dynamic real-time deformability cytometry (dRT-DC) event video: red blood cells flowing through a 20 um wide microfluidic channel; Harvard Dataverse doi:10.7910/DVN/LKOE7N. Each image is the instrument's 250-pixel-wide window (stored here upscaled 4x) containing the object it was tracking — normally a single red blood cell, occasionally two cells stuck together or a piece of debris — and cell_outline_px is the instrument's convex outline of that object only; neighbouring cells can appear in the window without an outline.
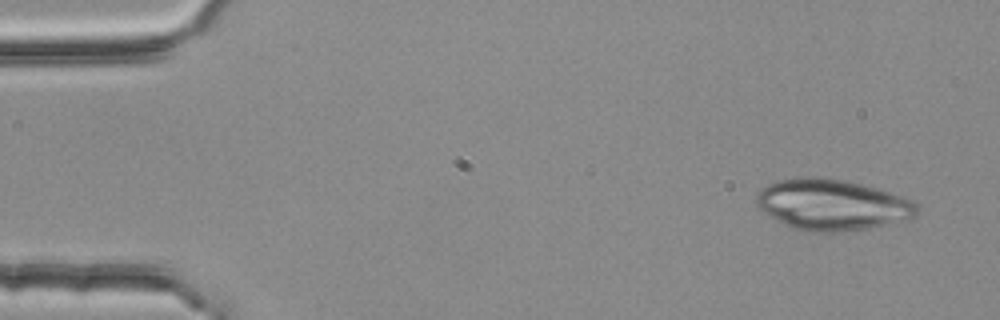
{"species": "common noctule bat (a hibernating species)", "species_latin": "Nyctalus noctula", "temperature_condition": "room temperature", "stored_images_in_passage": 3, "camera_frame_rate_fps": 3000, "um_per_image_px": 0.085, "animal": {"sex": "female", "body_mass_g": 25.1}, "frame": {"image": 1, "passage_image": 1, "time_ms": 0.0, "image_size_px": [1000, 320], "cell_outline_px": [[920, 212], [916, 216], [908, 220], [868, 228], [836, 232], [804, 232], [792, 228], [784, 224], [764, 212], [756, 204], [756, 192], [768, 184], [776, 180], [800, 176], [816, 176], [840, 180], [860, 184], [876, 188], [904, 196], [912, 200], [920, 208]], "centroid_in_image_um": [70.74, 17.4], "position_along_channel_um": 14.3, "area_um2": 48.09}}